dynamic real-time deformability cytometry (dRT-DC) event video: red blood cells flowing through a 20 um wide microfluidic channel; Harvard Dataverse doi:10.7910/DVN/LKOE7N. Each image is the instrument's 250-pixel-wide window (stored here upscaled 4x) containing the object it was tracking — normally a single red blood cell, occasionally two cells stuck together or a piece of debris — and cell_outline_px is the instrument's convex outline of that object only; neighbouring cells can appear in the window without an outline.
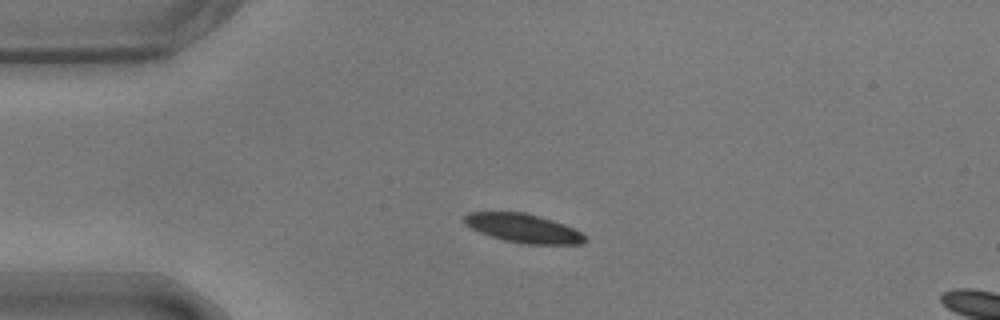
{"species": "common noctule bat (a hibernating species)", "species_latin": "Nyctalus noctula", "temperature_condition": "warm", "stored_images_in_passage": 14, "camera_frame_rate_fps": 3000, "um_per_image_px": 0.085, "animal": {"sex": "male", "body_mass_g": 17.9}, "frame": {"image": 1, "passage_image": 10, "time_ms": 3.0, "image_size_px": [1000, 320], "cell_outline_px": [[588, 240], [584, 244], [524, 244], [504, 240], [480, 232], [464, 224], [464, 216], [468, 212], [524, 212], [552, 220], [564, 224], [588, 236]], "centroid_in_image_um": [44.52, 19.41], "position_along_channel_um": 40.5, "area_um2": 20.23}}